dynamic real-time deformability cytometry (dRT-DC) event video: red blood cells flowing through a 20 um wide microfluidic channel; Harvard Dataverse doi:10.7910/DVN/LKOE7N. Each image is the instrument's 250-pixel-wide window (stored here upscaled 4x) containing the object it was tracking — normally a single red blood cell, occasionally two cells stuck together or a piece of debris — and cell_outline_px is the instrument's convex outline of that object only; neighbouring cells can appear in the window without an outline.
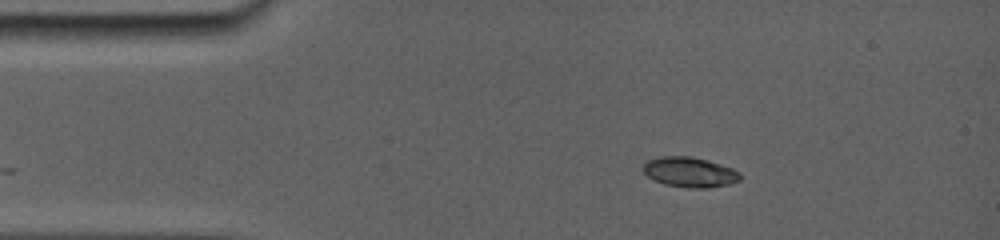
{"species": "common noctule bat (a hibernating species)", "species_latin": "Nyctalus noctula", "temperature_condition": "room temperature", "stored_images_in_passage": 13, "camera_frame_rate_fps": 5000, "um_per_image_px": 0.085, "animal": {"sex": "female", "body_mass_g": 19.0, "forearm_length_mm": 56.7}, "frame": {"image": 1, "passage_image": 1, "time_ms": 0.0, "image_size_px": [1000, 240], "cell_outline_px": [[740, 180], [728, 184], [708, 188], [684, 188], [664, 184], [648, 176], [644, 172], [644, 164], [648, 160], [668, 156], [684, 156], [704, 160], [728, 168], [736, 172], [740, 176]], "centroid_in_image_um": [58.58, 14.66], "position_along_channel_um": 26.4, "area_um2": 16.3}}